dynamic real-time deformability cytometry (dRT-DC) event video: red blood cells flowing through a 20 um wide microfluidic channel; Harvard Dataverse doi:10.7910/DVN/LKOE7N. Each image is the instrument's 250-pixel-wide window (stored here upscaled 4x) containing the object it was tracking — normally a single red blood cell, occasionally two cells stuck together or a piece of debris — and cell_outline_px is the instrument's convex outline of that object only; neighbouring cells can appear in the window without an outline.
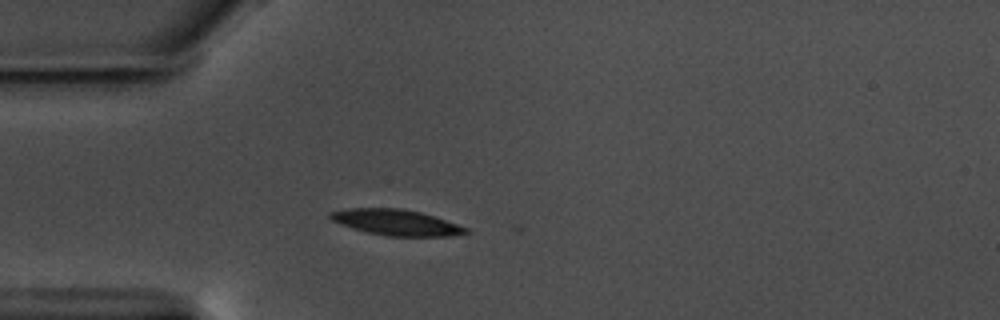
{"species": "common noctule bat (a hibernating species)", "species_latin": "Nyctalus noctula", "temperature_condition": "warm", "stored_images_in_passage": 29, "camera_frame_rate_fps": 3000, "um_per_image_px": 0.085, "animal": {"sex": "male", "body_mass_g": 17.5, "forearm_length_mm": 52.3}, "frame": {"image": 1, "passage_image": 2, "time_ms": 0.333, "image_size_px": [1000, 320], "cell_outline_px": [[472, 232], [452, 236], [388, 236], [368, 232], [352, 228], [332, 220], [328, 216], [328, 212], [348, 208], [400, 208], [420, 212], [468, 228]], "centroid_in_image_um": [33.67, 18.9], "position_along_channel_um": 51.3, "area_um2": 20.23}}
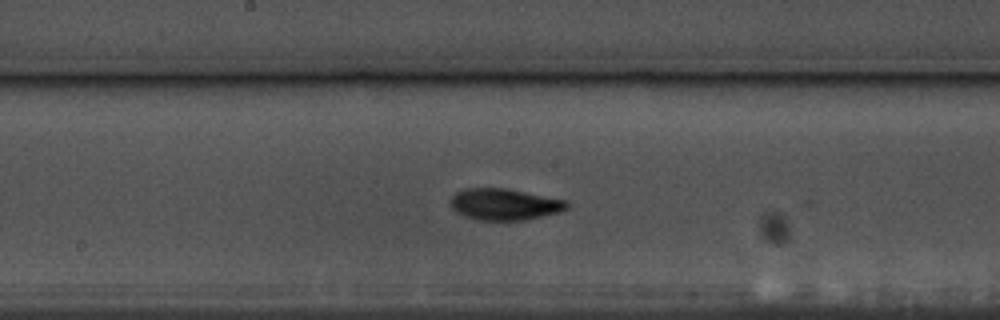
{"frame": {"image": 2, "passage_image": 16, "time_ms": 5.0, "image_size_px": [1000, 320], "cell_outline_px": [[568, 208], [560, 212], [524, 220], [480, 220], [464, 216], [456, 212], [452, 208], [452, 196], [456, 192], [464, 188], [504, 188], [568, 200]], "centroid_in_image_um": [42.9, 17.36], "position_along_channel_um": 205.3, "area_um2": 21.27}}
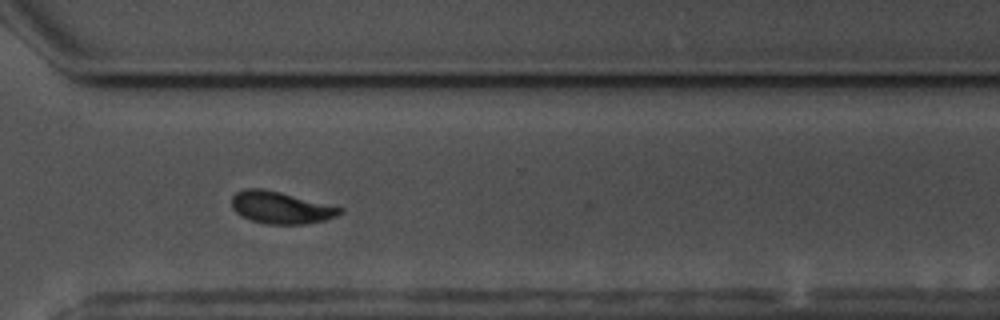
{"frame": {"image": 3, "passage_image": 28, "time_ms": 9.0, "image_size_px": [1000, 320], "cell_outline_px": [[344, 212], [336, 216], [324, 220], [304, 224], [264, 224], [252, 220], [236, 212], [232, 208], [232, 196], [236, 192], [244, 188], [264, 188], [344, 208]], "centroid_in_image_um": [23.86, 17.64], "position_along_channel_um": 346.7, "area_um2": 20.17}}